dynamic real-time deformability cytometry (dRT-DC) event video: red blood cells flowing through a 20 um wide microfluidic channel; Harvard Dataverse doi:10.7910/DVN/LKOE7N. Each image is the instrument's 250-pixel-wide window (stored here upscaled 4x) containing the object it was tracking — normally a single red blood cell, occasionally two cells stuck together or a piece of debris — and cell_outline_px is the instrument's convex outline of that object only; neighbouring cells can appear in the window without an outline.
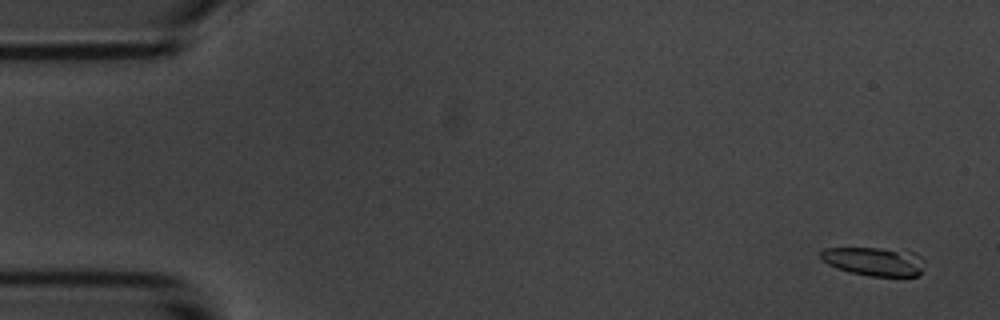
{"species": "common noctule bat (a hibernating species)", "species_latin": "Nyctalus noctula", "temperature_condition": "room temperature", "stored_images_in_passage": 5, "camera_frame_rate_fps": 3000, "um_per_image_px": 0.085, "animal": {"sex": "male", "body_mass_g": 20.1, "forearm_length_mm": 53.5}, "frame": {"image": 1, "passage_image": 1, "time_ms": 0.0, "image_size_px": [1000, 320], "cell_outline_px": [[924, 260], [920, 276], [868, 276], [848, 272], [836, 268], [820, 260], [820, 252], [824, 248], [880, 248], [916, 252]], "centroid_in_image_um": [74.29, 22.22], "position_along_channel_um": 10.7, "area_um2": 17.57}}
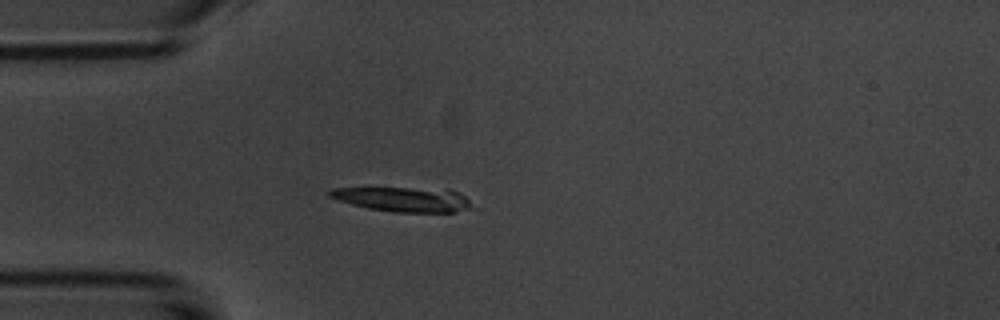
{"frame": {"image": 2, "passage_image": 4, "time_ms": 4.333, "image_size_px": [1000, 320], "cell_outline_px": [[468, 208], [456, 212], [392, 212], [368, 208], [352, 204], [328, 196], [328, 192], [332, 188], [448, 188], [460, 192], [468, 200]], "centroid_in_image_um": [34.29, 16.93], "position_along_channel_um": 50.7, "area_um2": 20.29}}